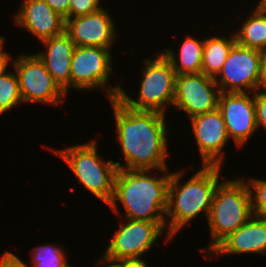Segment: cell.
I'll use <instances>...</instances> for the list:
<instances>
[{
    "mask_svg": "<svg viewBox=\"0 0 266 267\" xmlns=\"http://www.w3.org/2000/svg\"><path fill=\"white\" fill-rule=\"evenodd\" d=\"M63 245L50 243L39 244L33 247L29 255L31 256V267H69L71 264L68 261V253L65 252ZM9 253L15 258L19 267H30L19 256L13 252Z\"/></svg>",
    "mask_w": 266,
    "mask_h": 267,
    "instance_id": "21",
    "label": "cell"
},
{
    "mask_svg": "<svg viewBox=\"0 0 266 267\" xmlns=\"http://www.w3.org/2000/svg\"><path fill=\"white\" fill-rule=\"evenodd\" d=\"M0 267H6V251L0 256Z\"/></svg>",
    "mask_w": 266,
    "mask_h": 267,
    "instance_id": "33",
    "label": "cell"
},
{
    "mask_svg": "<svg viewBox=\"0 0 266 267\" xmlns=\"http://www.w3.org/2000/svg\"><path fill=\"white\" fill-rule=\"evenodd\" d=\"M241 177L250 191L253 216L266 218V180L250 176L247 180L245 176Z\"/></svg>",
    "mask_w": 266,
    "mask_h": 267,
    "instance_id": "23",
    "label": "cell"
},
{
    "mask_svg": "<svg viewBox=\"0 0 266 267\" xmlns=\"http://www.w3.org/2000/svg\"><path fill=\"white\" fill-rule=\"evenodd\" d=\"M255 7L263 12H266V0H259L257 3H255Z\"/></svg>",
    "mask_w": 266,
    "mask_h": 267,
    "instance_id": "32",
    "label": "cell"
},
{
    "mask_svg": "<svg viewBox=\"0 0 266 267\" xmlns=\"http://www.w3.org/2000/svg\"><path fill=\"white\" fill-rule=\"evenodd\" d=\"M98 257L99 259L95 262V267H122V260H115L107 257L104 253Z\"/></svg>",
    "mask_w": 266,
    "mask_h": 267,
    "instance_id": "27",
    "label": "cell"
},
{
    "mask_svg": "<svg viewBox=\"0 0 266 267\" xmlns=\"http://www.w3.org/2000/svg\"><path fill=\"white\" fill-rule=\"evenodd\" d=\"M219 88L213 77L204 73L182 74L176 76L173 108L194 116L205 114L218 107Z\"/></svg>",
    "mask_w": 266,
    "mask_h": 267,
    "instance_id": "11",
    "label": "cell"
},
{
    "mask_svg": "<svg viewBox=\"0 0 266 267\" xmlns=\"http://www.w3.org/2000/svg\"><path fill=\"white\" fill-rule=\"evenodd\" d=\"M5 65L0 61V70L4 67Z\"/></svg>",
    "mask_w": 266,
    "mask_h": 267,
    "instance_id": "34",
    "label": "cell"
},
{
    "mask_svg": "<svg viewBox=\"0 0 266 267\" xmlns=\"http://www.w3.org/2000/svg\"><path fill=\"white\" fill-rule=\"evenodd\" d=\"M103 0H70L69 18L88 15L102 8Z\"/></svg>",
    "mask_w": 266,
    "mask_h": 267,
    "instance_id": "24",
    "label": "cell"
},
{
    "mask_svg": "<svg viewBox=\"0 0 266 267\" xmlns=\"http://www.w3.org/2000/svg\"><path fill=\"white\" fill-rule=\"evenodd\" d=\"M222 36V37H221ZM206 36L202 54L201 72L207 76L215 78L222 70L228 54L236 43L234 32H230L228 37L223 34Z\"/></svg>",
    "mask_w": 266,
    "mask_h": 267,
    "instance_id": "19",
    "label": "cell"
},
{
    "mask_svg": "<svg viewBox=\"0 0 266 267\" xmlns=\"http://www.w3.org/2000/svg\"><path fill=\"white\" fill-rule=\"evenodd\" d=\"M249 13L240 27L234 30L236 42L244 47L266 51V12L254 7Z\"/></svg>",
    "mask_w": 266,
    "mask_h": 267,
    "instance_id": "20",
    "label": "cell"
},
{
    "mask_svg": "<svg viewBox=\"0 0 266 267\" xmlns=\"http://www.w3.org/2000/svg\"><path fill=\"white\" fill-rule=\"evenodd\" d=\"M226 178L217 186L207 219L210 243L199 250L204 258L228 235L234 233L252 216L249 188L240 176Z\"/></svg>",
    "mask_w": 266,
    "mask_h": 267,
    "instance_id": "4",
    "label": "cell"
},
{
    "mask_svg": "<svg viewBox=\"0 0 266 267\" xmlns=\"http://www.w3.org/2000/svg\"><path fill=\"white\" fill-rule=\"evenodd\" d=\"M266 254V218L252 216L234 233L223 239L207 256Z\"/></svg>",
    "mask_w": 266,
    "mask_h": 267,
    "instance_id": "16",
    "label": "cell"
},
{
    "mask_svg": "<svg viewBox=\"0 0 266 267\" xmlns=\"http://www.w3.org/2000/svg\"><path fill=\"white\" fill-rule=\"evenodd\" d=\"M6 267H19L15 258L9 253V250L6 251Z\"/></svg>",
    "mask_w": 266,
    "mask_h": 267,
    "instance_id": "31",
    "label": "cell"
},
{
    "mask_svg": "<svg viewBox=\"0 0 266 267\" xmlns=\"http://www.w3.org/2000/svg\"><path fill=\"white\" fill-rule=\"evenodd\" d=\"M13 17L15 26L27 30L38 42L65 32V18L44 0H22Z\"/></svg>",
    "mask_w": 266,
    "mask_h": 267,
    "instance_id": "15",
    "label": "cell"
},
{
    "mask_svg": "<svg viewBox=\"0 0 266 267\" xmlns=\"http://www.w3.org/2000/svg\"><path fill=\"white\" fill-rule=\"evenodd\" d=\"M256 123L259 128L266 131V89H257L254 92Z\"/></svg>",
    "mask_w": 266,
    "mask_h": 267,
    "instance_id": "25",
    "label": "cell"
},
{
    "mask_svg": "<svg viewBox=\"0 0 266 267\" xmlns=\"http://www.w3.org/2000/svg\"><path fill=\"white\" fill-rule=\"evenodd\" d=\"M124 222H123V221ZM118 220V227L106 245L104 254L115 260L143 257L153 245L159 247L160 237L165 233L164 242L173 240L166 232V222L143 220Z\"/></svg>",
    "mask_w": 266,
    "mask_h": 267,
    "instance_id": "8",
    "label": "cell"
},
{
    "mask_svg": "<svg viewBox=\"0 0 266 267\" xmlns=\"http://www.w3.org/2000/svg\"><path fill=\"white\" fill-rule=\"evenodd\" d=\"M65 32L75 46H92L113 49L118 39V28L113 14L102 7L85 16L66 20Z\"/></svg>",
    "mask_w": 266,
    "mask_h": 267,
    "instance_id": "14",
    "label": "cell"
},
{
    "mask_svg": "<svg viewBox=\"0 0 266 267\" xmlns=\"http://www.w3.org/2000/svg\"><path fill=\"white\" fill-rule=\"evenodd\" d=\"M202 165L222 166L225 161V147L230 142L225 121L218 108L190 119Z\"/></svg>",
    "mask_w": 266,
    "mask_h": 267,
    "instance_id": "13",
    "label": "cell"
},
{
    "mask_svg": "<svg viewBox=\"0 0 266 267\" xmlns=\"http://www.w3.org/2000/svg\"><path fill=\"white\" fill-rule=\"evenodd\" d=\"M186 169L172 171L168 185L166 232L173 239L200 214L208 219L216 188L226 178L222 166L202 165L184 180Z\"/></svg>",
    "mask_w": 266,
    "mask_h": 267,
    "instance_id": "3",
    "label": "cell"
},
{
    "mask_svg": "<svg viewBox=\"0 0 266 267\" xmlns=\"http://www.w3.org/2000/svg\"><path fill=\"white\" fill-rule=\"evenodd\" d=\"M10 66L15 69L19 80V91L23 104L35 103L58 107L67 96L53 80L43 62L35 53H21L11 58Z\"/></svg>",
    "mask_w": 266,
    "mask_h": 267,
    "instance_id": "9",
    "label": "cell"
},
{
    "mask_svg": "<svg viewBox=\"0 0 266 267\" xmlns=\"http://www.w3.org/2000/svg\"><path fill=\"white\" fill-rule=\"evenodd\" d=\"M55 12L60 14L65 21L69 19L70 0H44Z\"/></svg>",
    "mask_w": 266,
    "mask_h": 267,
    "instance_id": "26",
    "label": "cell"
},
{
    "mask_svg": "<svg viewBox=\"0 0 266 267\" xmlns=\"http://www.w3.org/2000/svg\"><path fill=\"white\" fill-rule=\"evenodd\" d=\"M112 55L111 49L108 48L76 46L71 60L72 90H100L105 92L108 101L118 97L121 84L113 86L109 82L114 67Z\"/></svg>",
    "mask_w": 266,
    "mask_h": 267,
    "instance_id": "7",
    "label": "cell"
},
{
    "mask_svg": "<svg viewBox=\"0 0 266 267\" xmlns=\"http://www.w3.org/2000/svg\"><path fill=\"white\" fill-rule=\"evenodd\" d=\"M115 135L124 163L116 161L118 169H169V126L166 115L156 111L135 110L118 97L109 101Z\"/></svg>",
    "mask_w": 266,
    "mask_h": 267,
    "instance_id": "1",
    "label": "cell"
},
{
    "mask_svg": "<svg viewBox=\"0 0 266 267\" xmlns=\"http://www.w3.org/2000/svg\"><path fill=\"white\" fill-rule=\"evenodd\" d=\"M262 51L239 45L230 50L222 70L214 78L221 93H254L259 89Z\"/></svg>",
    "mask_w": 266,
    "mask_h": 267,
    "instance_id": "10",
    "label": "cell"
},
{
    "mask_svg": "<svg viewBox=\"0 0 266 267\" xmlns=\"http://www.w3.org/2000/svg\"><path fill=\"white\" fill-rule=\"evenodd\" d=\"M4 44H6V37L0 36V61L6 66L10 64L12 55L4 50L6 46Z\"/></svg>",
    "mask_w": 266,
    "mask_h": 267,
    "instance_id": "30",
    "label": "cell"
},
{
    "mask_svg": "<svg viewBox=\"0 0 266 267\" xmlns=\"http://www.w3.org/2000/svg\"><path fill=\"white\" fill-rule=\"evenodd\" d=\"M96 143L94 138L82 145L51 150L66 163L84 189L108 205L114 196L118 166L111 158L106 160L99 154Z\"/></svg>",
    "mask_w": 266,
    "mask_h": 267,
    "instance_id": "5",
    "label": "cell"
},
{
    "mask_svg": "<svg viewBox=\"0 0 266 267\" xmlns=\"http://www.w3.org/2000/svg\"><path fill=\"white\" fill-rule=\"evenodd\" d=\"M122 267H149V264L142 257H136L123 259Z\"/></svg>",
    "mask_w": 266,
    "mask_h": 267,
    "instance_id": "28",
    "label": "cell"
},
{
    "mask_svg": "<svg viewBox=\"0 0 266 267\" xmlns=\"http://www.w3.org/2000/svg\"><path fill=\"white\" fill-rule=\"evenodd\" d=\"M196 38L187 34L180 43L178 53L169 47L160 49L172 64L176 75L201 73L204 39Z\"/></svg>",
    "mask_w": 266,
    "mask_h": 267,
    "instance_id": "18",
    "label": "cell"
},
{
    "mask_svg": "<svg viewBox=\"0 0 266 267\" xmlns=\"http://www.w3.org/2000/svg\"><path fill=\"white\" fill-rule=\"evenodd\" d=\"M259 89H266V51H262Z\"/></svg>",
    "mask_w": 266,
    "mask_h": 267,
    "instance_id": "29",
    "label": "cell"
},
{
    "mask_svg": "<svg viewBox=\"0 0 266 267\" xmlns=\"http://www.w3.org/2000/svg\"><path fill=\"white\" fill-rule=\"evenodd\" d=\"M44 45L43 51L35 54L43 62L46 70L51 74L53 80L61 87L65 94L71 90V60L75 44L70 36L64 32L41 41Z\"/></svg>",
    "mask_w": 266,
    "mask_h": 267,
    "instance_id": "17",
    "label": "cell"
},
{
    "mask_svg": "<svg viewBox=\"0 0 266 267\" xmlns=\"http://www.w3.org/2000/svg\"><path fill=\"white\" fill-rule=\"evenodd\" d=\"M230 139L240 149L258 130L254 93H221L217 107Z\"/></svg>",
    "mask_w": 266,
    "mask_h": 267,
    "instance_id": "12",
    "label": "cell"
},
{
    "mask_svg": "<svg viewBox=\"0 0 266 267\" xmlns=\"http://www.w3.org/2000/svg\"><path fill=\"white\" fill-rule=\"evenodd\" d=\"M170 177V169H118L114 196L107 206L121 219L166 222Z\"/></svg>",
    "mask_w": 266,
    "mask_h": 267,
    "instance_id": "2",
    "label": "cell"
},
{
    "mask_svg": "<svg viewBox=\"0 0 266 267\" xmlns=\"http://www.w3.org/2000/svg\"><path fill=\"white\" fill-rule=\"evenodd\" d=\"M9 67L10 64L0 70V115L9 112L11 109L13 110L21 103L23 104L19 91L18 76L15 69L11 72Z\"/></svg>",
    "mask_w": 266,
    "mask_h": 267,
    "instance_id": "22",
    "label": "cell"
},
{
    "mask_svg": "<svg viewBox=\"0 0 266 267\" xmlns=\"http://www.w3.org/2000/svg\"><path fill=\"white\" fill-rule=\"evenodd\" d=\"M142 67L138 95L131 97L122 86L118 98L132 109L166 115L174 102L176 72L160 50L144 58Z\"/></svg>",
    "mask_w": 266,
    "mask_h": 267,
    "instance_id": "6",
    "label": "cell"
}]
</instances>
